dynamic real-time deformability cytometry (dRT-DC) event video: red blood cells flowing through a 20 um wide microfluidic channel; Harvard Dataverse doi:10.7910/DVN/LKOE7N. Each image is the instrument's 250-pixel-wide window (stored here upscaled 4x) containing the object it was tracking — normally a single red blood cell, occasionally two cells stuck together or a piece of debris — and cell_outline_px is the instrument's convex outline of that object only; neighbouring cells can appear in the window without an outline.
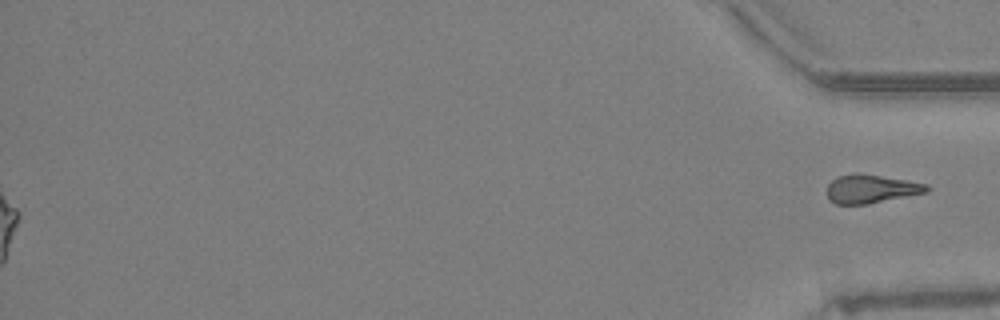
{"species": "Egyptian fruit bat (a non-hibernating species)", "species_latin": "Rousettus aegyptiacus", "temperature_condition": "warm", "stored_images_in_passage": 66, "segment_of_instrument_passage": [2, 2], "camera_frame_rate_fps": 3000, "um_per_image_px": 0.085, "animal": {"sex": "female"}, "frame": {"image": 1, "passage_image": 66, "time_ms": 21.667, "image_size_px": [1000, 320], "cell_outline_px": [[932, 188], [928, 192], [868, 204], [836, 204], [828, 200], [828, 184], [836, 176], [852, 172], [856, 172], [928, 184]], "centroid_in_image_um": [74.03, 16.05], "position_along_channel_um": 361.2, "area_um2": 16.7}}